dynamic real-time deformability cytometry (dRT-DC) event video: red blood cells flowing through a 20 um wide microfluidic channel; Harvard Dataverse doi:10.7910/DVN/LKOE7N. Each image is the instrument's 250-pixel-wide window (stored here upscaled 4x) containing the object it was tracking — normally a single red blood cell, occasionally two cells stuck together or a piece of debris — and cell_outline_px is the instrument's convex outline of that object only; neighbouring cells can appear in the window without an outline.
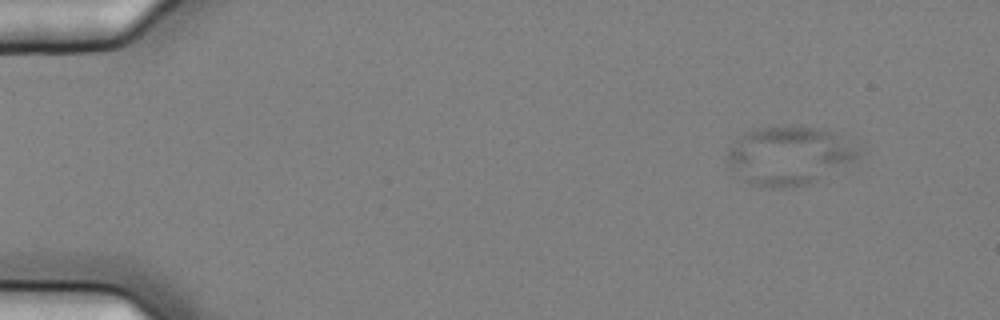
{"species": "common noctule bat (a hibernating species)", "species_latin": "Nyctalus noctula", "temperature_condition": "cold", "stored_images_in_passage": 59, "camera_frame_rate_fps": 3000, "um_per_image_px": 0.085, "animal": {"sex": "female", "body_mass_g": 25.1}, "frame": {"image": 1, "passage_image": 8, "time_ms": 2.333, "image_size_px": [1000, 320], "cell_outline_px": [[860, 156], [820, 180], [812, 184], [792, 188], [772, 188], [748, 180], [728, 164], [728, 152], [732, 140], [744, 132], [752, 128], [792, 124], [800, 124], [820, 128], [840, 136], [848, 140], [860, 148]], "centroid_in_image_um": [67.11, 13.17], "position_along_channel_um": 17.9, "area_um2": 45.03}}
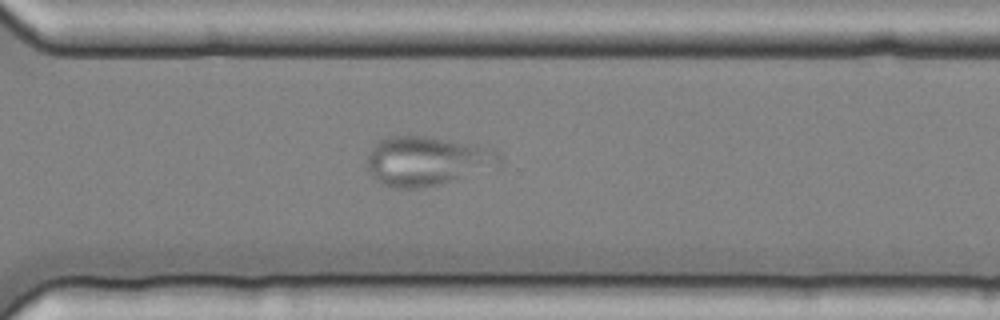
{"frame": {"image": 2, "passage_image": 44, "time_ms": 14.333, "image_size_px": [1000, 320], "cell_outline_px": [[500, 164], [440, 184], [420, 188], [392, 188], [376, 180], [368, 172], [368, 156], [372, 148], [380, 140], [388, 136], [424, 136], [492, 148], [500, 152]], "centroid_in_image_um": [36.24, 13.68], "position_along_channel_um": 334.4, "area_um2": 37.28}}
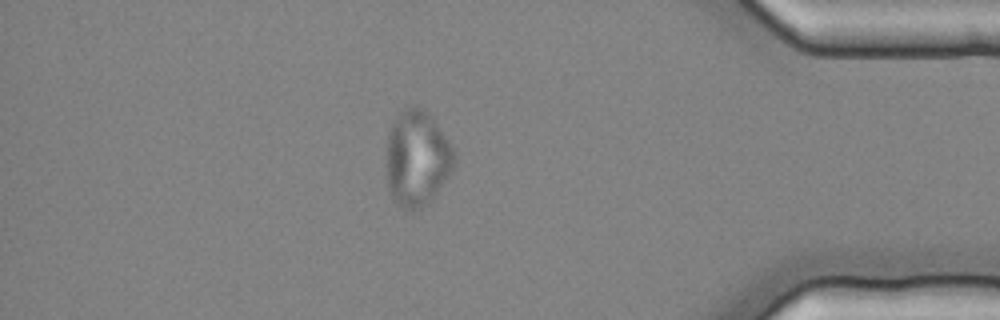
{"frame": {"image": 3, "passage_image": 52, "time_ms": 17.0, "image_size_px": [1000, 320], "cell_outline_px": [[456, 160], [452, 172], [428, 204], [412, 212], [400, 208], [392, 200], [388, 192], [384, 168], [384, 164], [388, 128], [392, 120], [404, 108], [420, 108], [428, 112], [452, 148], [456, 156]], "centroid_in_image_um": [35.37, 13.53], "position_along_channel_um": 399.8, "area_um2": 38.84}}